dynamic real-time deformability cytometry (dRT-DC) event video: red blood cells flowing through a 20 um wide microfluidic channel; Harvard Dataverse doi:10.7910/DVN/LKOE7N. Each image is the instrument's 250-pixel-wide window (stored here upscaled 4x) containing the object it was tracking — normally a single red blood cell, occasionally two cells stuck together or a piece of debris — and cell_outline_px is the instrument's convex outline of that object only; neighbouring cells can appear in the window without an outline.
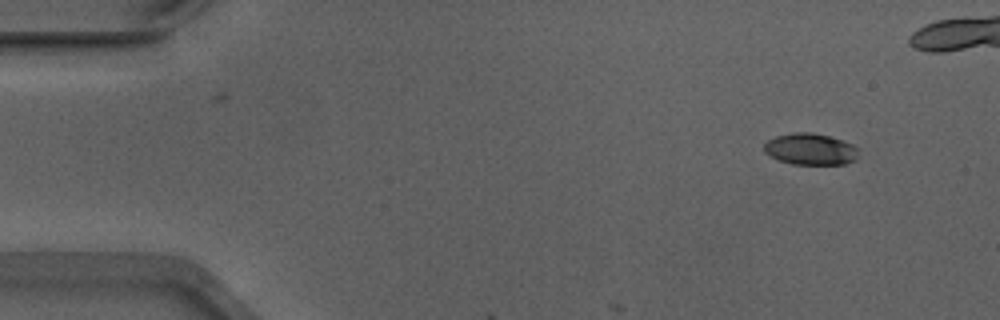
{"species": "Egyptian fruit bat (a non-hibernating species)", "species_latin": "Rousettus aegyptiacus", "temperature_condition": "warm", "stored_images_in_passage": 6, "camera_frame_rate_fps": 3000, "um_per_image_px": 0.085, "animal": {"sex": "male"}, "frame": {"image": 1, "passage_image": 1, "time_ms": 0.0, "image_size_px": [1000, 320], "cell_outline_px": [[860, 148], [856, 160], [844, 164], [792, 164], [780, 160], [764, 152], [764, 144], [768, 140], [776, 136], [792, 132], [812, 132], [844, 140]], "centroid_in_image_um": [68.93, 12.67], "position_along_channel_um": 16.1, "area_um2": 17.46}}